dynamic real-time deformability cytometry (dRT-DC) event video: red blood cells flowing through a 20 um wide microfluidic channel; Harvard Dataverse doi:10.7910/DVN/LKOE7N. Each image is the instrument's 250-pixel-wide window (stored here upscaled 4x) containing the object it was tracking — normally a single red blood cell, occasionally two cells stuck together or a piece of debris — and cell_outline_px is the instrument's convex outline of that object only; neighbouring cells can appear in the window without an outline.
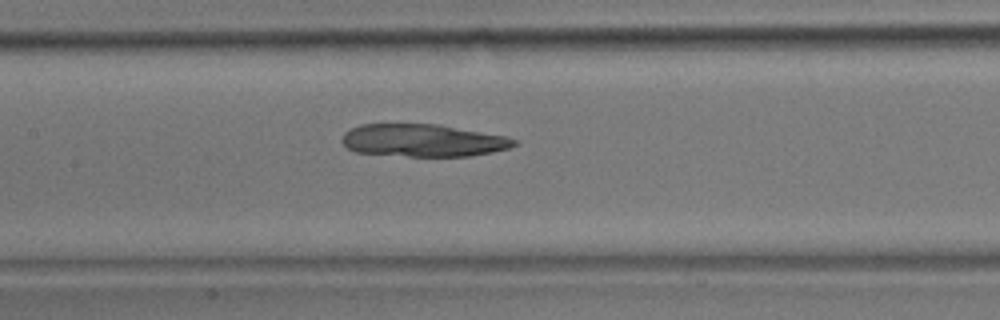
{"species": "common noctule bat (a hibernating species)", "species_latin": "Nyctalus noctula", "temperature_condition": "room temperature", "stored_images_in_passage": 36, "camera_frame_rate_fps": 3000, "um_per_image_px": 0.085, "animal": {"sex": "male", "body_mass_g": 17.9}, "frame": {"image": 1, "passage_image": 13, "time_ms": 4.0, "image_size_px": [1000, 320], "cell_outline_px": [[520, 144], [508, 148], [492, 152], [468, 156], [408, 156], [356, 152], [348, 148], [340, 140], [344, 132], [360, 124], [436, 124], [504, 136], [520, 140]], "centroid_in_image_um": [35.95, 11.94], "position_along_channel_um": 171.4, "area_um2": 32.54}}
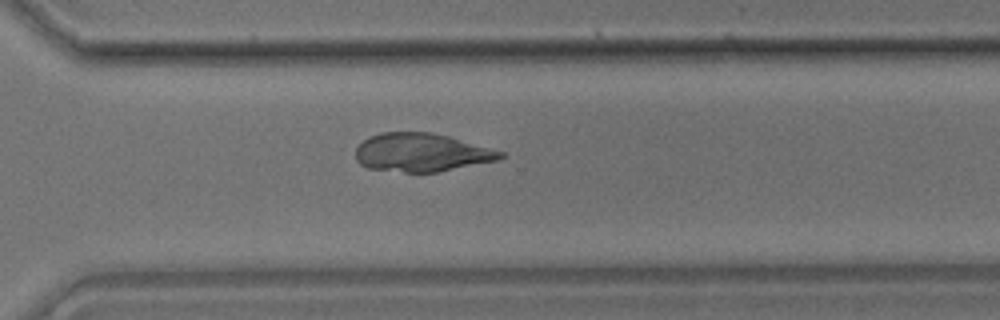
{"frame": {"image": 2, "passage_image": 24, "time_ms": 7.667, "image_size_px": [1000, 320], "cell_outline_px": [[504, 156], [496, 160], [436, 172], [404, 172], [368, 168], [360, 164], [356, 160], [356, 148], [364, 140], [380, 132], [432, 132], [448, 136], [504, 152]], "centroid_in_image_um": [35.79, 12.96], "position_along_channel_um": 334.8, "area_um2": 31.96}}
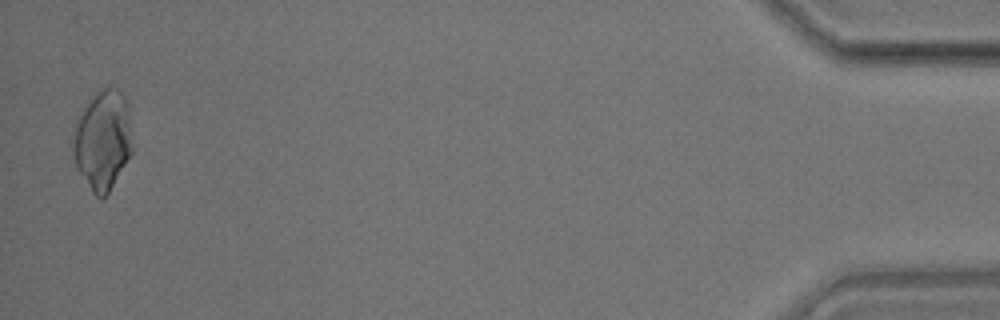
{"frame": {"image": 3, "passage_image": 36, "time_ms": 11.667, "image_size_px": [1000, 320], "cell_outline_px": [[132, 152], [108, 192], [100, 200], [92, 192], [76, 168], [72, 152], [72, 144], [76, 124], [80, 116], [88, 104], [100, 88], [116, 88], [124, 96], [128, 104], [132, 148]], "centroid_in_image_um": [8.73, 11.93], "position_along_channel_um": 426.5, "area_um2": 33.87}}